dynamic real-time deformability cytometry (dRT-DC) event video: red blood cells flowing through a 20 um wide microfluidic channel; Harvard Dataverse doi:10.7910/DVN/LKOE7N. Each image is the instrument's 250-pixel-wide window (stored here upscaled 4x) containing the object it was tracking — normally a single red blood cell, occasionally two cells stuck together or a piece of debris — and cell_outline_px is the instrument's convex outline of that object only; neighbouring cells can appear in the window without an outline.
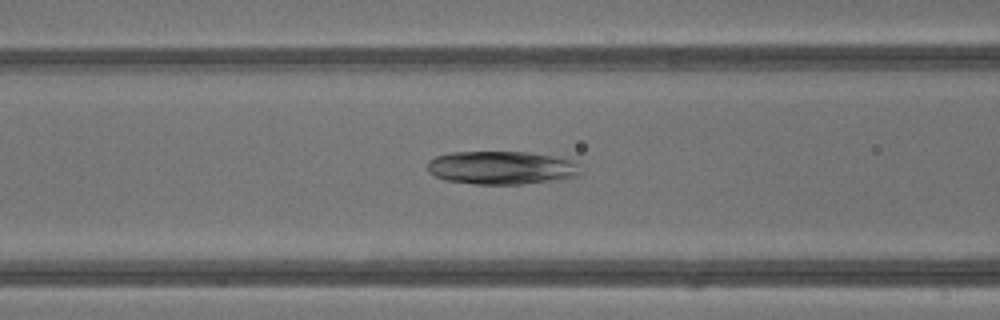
{"species": "common noctule bat (a hibernating species)", "species_latin": "Nyctalus noctula", "temperature_condition": "warm", "stored_images_in_passage": 42, "camera_frame_rate_fps": 3000, "um_per_image_px": 0.085, "animal": {"sex": "male", "body_mass_g": 13.3}, "frame": {"image": 1, "passage_image": 17, "time_ms": 5.333, "image_size_px": [1000, 320], "cell_outline_px": [[580, 176], [520, 184], [472, 184], [444, 180], [428, 172], [428, 160], [436, 156], [448, 152], [528, 152], [556, 156], [576, 160], [580, 172]], "centroid_in_image_um": [42.62, 14.25], "position_along_channel_um": 124.0, "area_um2": 29.88}}
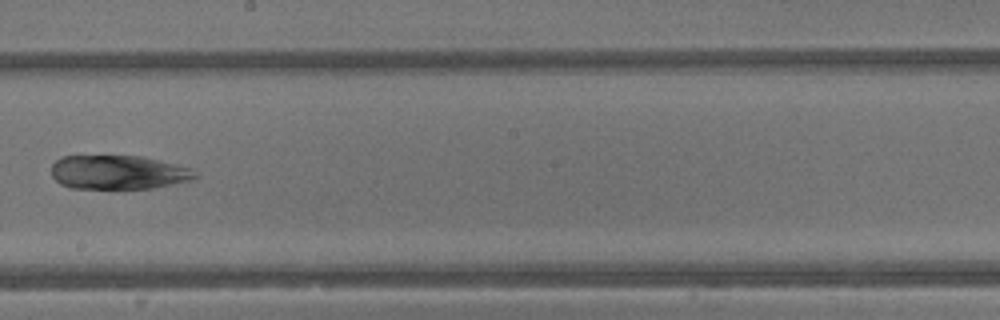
{"frame": {"image": 2, "passage_image": 24, "time_ms": 7.667, "image_size_px": [1000, 320], "cell_outline_px": [[200, 176], [192, 180], [152, 188], [72, 188], [60, 184], [52, 176], [52, 164], [60, 156], [144, 156], [192, 168]], "centroid_in_image_um": [10.08, 14.64], "position_along_channel_um": 238.1, "area_um2": 28.61}}
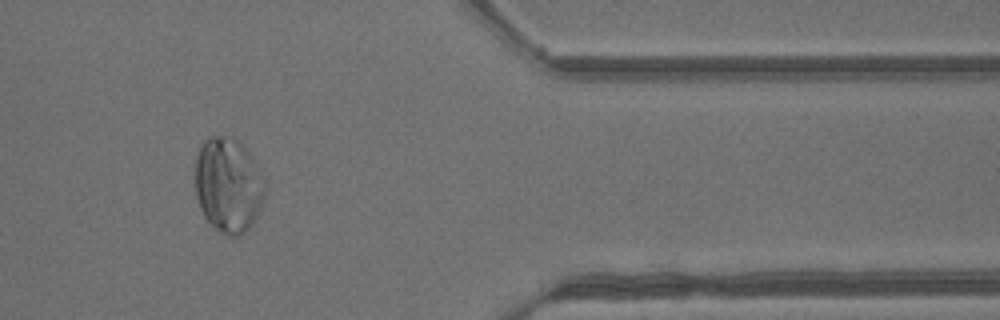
{"frame": {"image": 3, "passage_image": 35, "time_ms": 11.333, "image_size_px": [1000, 320], "cell_outline_px": [[264, 200], [252, 224], [240, 236], [228, 236], [216, 228], [204, 216], [200, 208], [196, 196], [196, 156], [200, 144], [208, 136], [228, 136], [240, 140], [244, 144], [256, 164], [264, 180]], "centroid_in_image_um": [19.4, 15.69], "position_along_channel_um": 392.0, "area_um2": 38.67}}